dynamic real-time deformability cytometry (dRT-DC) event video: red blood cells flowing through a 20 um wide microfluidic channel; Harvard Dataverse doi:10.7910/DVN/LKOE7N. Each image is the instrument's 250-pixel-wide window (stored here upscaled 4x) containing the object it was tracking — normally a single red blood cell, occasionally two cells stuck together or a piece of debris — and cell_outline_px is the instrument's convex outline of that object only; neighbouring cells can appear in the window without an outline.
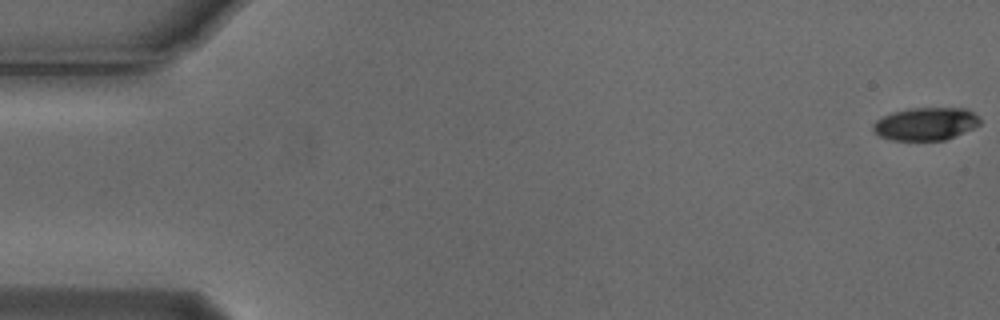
{"species": "Egyptian fruit bat (a non-hibernating species)", "species_latin": "Rousettus aegyptiacus", "temperature_condition": "cold", "stored_images_in_passage": 55, "camera_frame_rate_fps": 3000, "um_per_image_px": 0.085, "animal": {"sex": "male"}, "frame": {"image": 1, "passage_image": 1, "time_ms": 0.0, "image_size_px": [1000, 320], "cell_outline_px": [[980, 124], [972, 128], [944, 140], [892, 140], [880, 136], [872, 128], [872, 124], [876, 120], [884, 116], [908, 108], [964, 108], [972, 112], [980, 120]], "centroid_in_image_um": [78.66, 10.53], "position_along_channel_um": 6.3, "area_um2": 20.06}}
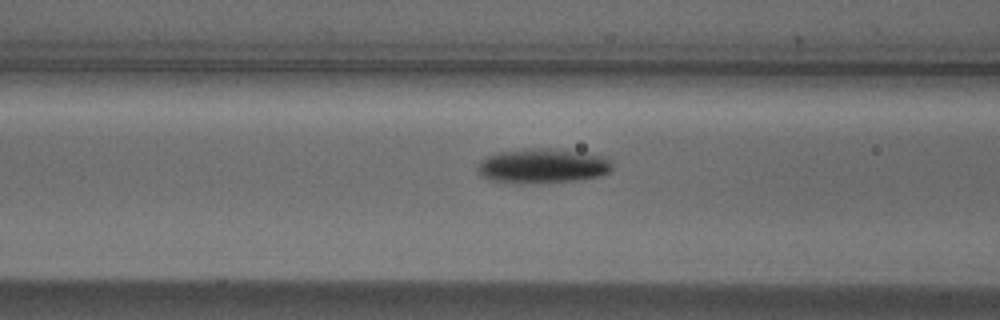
{"frame": {"image": 2, "passage_image": 22, "time_ms": 7.0, "image_size_px": [1000, 320], "cell_outline_px": [[612, 168], [608, 172], [600, 176], [576, 180], [488, 180], [480, 176], [476, 168], [476, 164], [484, 156], [500, 152], [524, 148], [560, 148], [608, 156], [612, 160]], "centroid_in_image_um": [46.16, 14.02], "position_along_channel_um": 120.4, "area_um2": 26.7}}
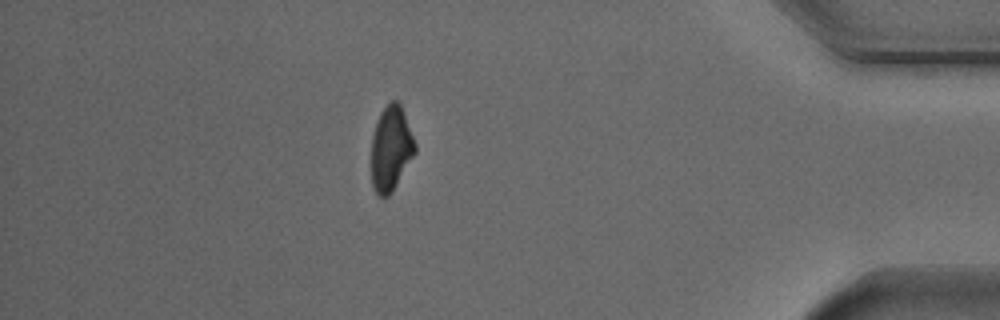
{"frame": {"image": 3, "passage_image": 48, "time_ms": 15.667, "image_size_px": [1000, 320], "cell_outline_px": [[416, 152], [392, 192], [388, 196], [380, 196], [376, 192], [372, 184], [372, 136], [380, 112], [392, 100], [396, 100], [400, 104], [416, 144]], "centroid_in_image_um": [33.24, 12.63], "position_along_channel_um": 402.0, "area_um2": 21.27}, "authors_computed_cell_mechanics": {"area_um2": 22.9466, "velocity_mm_per_s": 3.7734, "shape_relaxation_time_tau1_ms": 2.7087, "shape_relaxation_time_tau2_ms": null, "deformation_change_tau1": 0.109, "deformation_change_tau2": null}}